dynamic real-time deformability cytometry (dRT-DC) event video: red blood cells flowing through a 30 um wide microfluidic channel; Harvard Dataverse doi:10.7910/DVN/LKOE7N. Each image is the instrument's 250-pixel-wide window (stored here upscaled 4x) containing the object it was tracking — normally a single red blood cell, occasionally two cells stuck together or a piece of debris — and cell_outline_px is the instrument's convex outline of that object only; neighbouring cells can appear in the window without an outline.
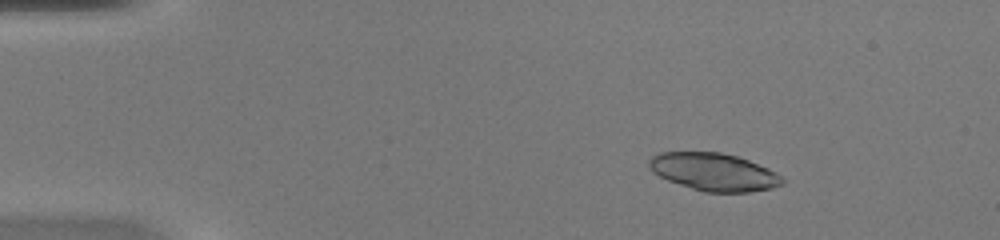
{"species": "common noctule bat (a hibernating species)", "species_latin": "Nyctalus noctula", "temperature_condition": "warm", "stored_images_in_passage": 44, "camera_frame_rate_fps": 3000, "um_per_image_px": 0.085, "animal": {"sex": "female", "body_mass_g": 20.0, "forearm_length_mm": 54.0}, "frame": {"image": 1, "passage_image": 2, "time_ms": 0.333, "image_size_px": [1000, 240], "cell_outline_px": [[784, 184], [772, 188], [748, 192], [704, 192], [668, 180], [652, 172], [648, 164], [648, 160], [652, 156], [660, 152], [720, 152], [736, 156], [748, 160], [768, 168], [776, 172], [784, 180]], "centroid_in_image_um": [60.68, 14.61], "position_along_channel_um": 24.3, "area_um2": 29.13}}